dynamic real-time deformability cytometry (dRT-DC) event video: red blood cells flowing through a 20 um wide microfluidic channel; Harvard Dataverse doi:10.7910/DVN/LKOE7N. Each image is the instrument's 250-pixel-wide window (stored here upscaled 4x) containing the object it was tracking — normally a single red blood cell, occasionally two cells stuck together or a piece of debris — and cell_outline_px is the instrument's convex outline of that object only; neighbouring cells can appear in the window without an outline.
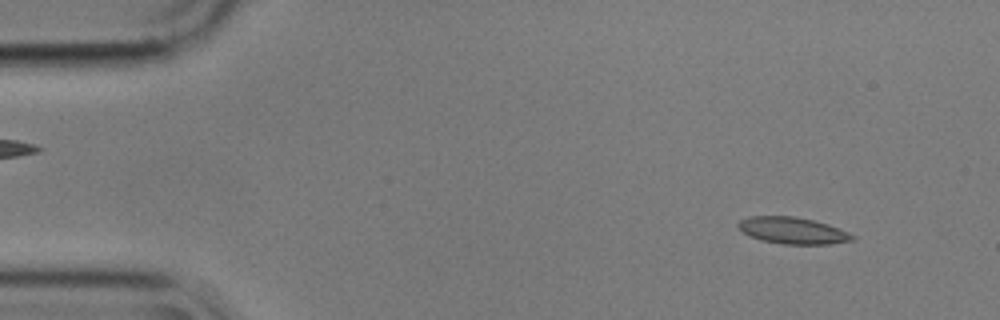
{"species": "common noctule bat (a hibernating species)", "species_latin": "Nyctalus noctula", "temperature_condition": "cold", "stored_images_in_passage": 55, "camera_frame_rate_fps": 3000, "um_per_image_px": 0.085, "animal": {"sex": "male", "body_mass_g": 17.9}, "frame": {"image": 1, "passage_image": 5, "time_ms": 1.333, "image_size_px": [1000, 320], "cell_outline_px": [[856, 240], [828, 244], [784, 244], [760, 240], [748, 236], [736, 224], [740, 220], [748, 216], [792, 216], [812, 220], [828, 224], [848, 232], [856, 236]], "centroid_in_image_um": [67.38, 19.6], "position_along_channel_um": 17.6, "area_um2": 17.74}}
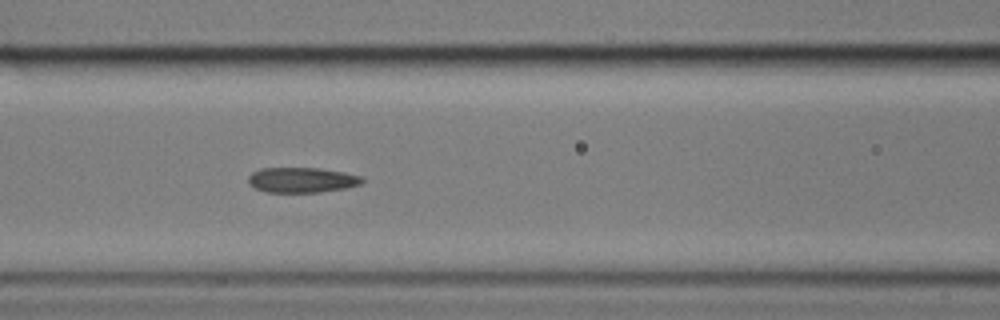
{"frame": {"image": 2, "passage_image": 23, "time_ms": 7.333, "image_size_px": [1000, 320], "cell_outline_px": [[364, 180], [360, 184], [344, 188], [320, 192], [264, 192], [248, 184], [248, 176], [252, 172], [260, 168], [320, 168], [344, 172], [364, 176]], "centroid_in_image_um": [25.65, 15.29], "position_along_channel_um": 141.0, "area_um2": 16.82}}
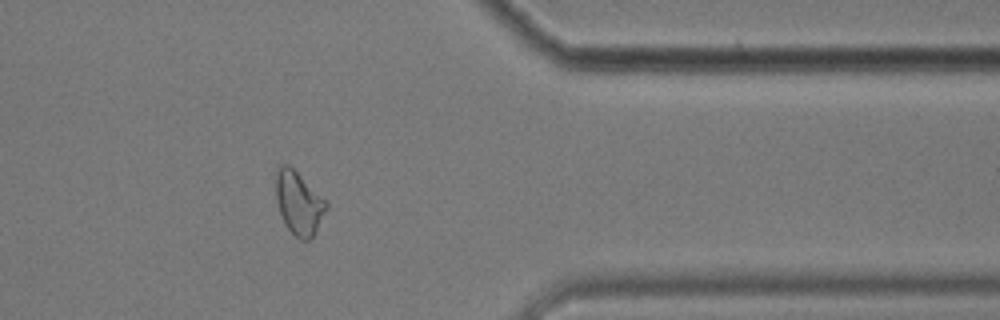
{"frame": {"image": 3, "passage_image": 45, "time_ms": 14.667, "image_size_px": [1000, 320], "cell_outline_px": [[328, 208], [316, 232], [308, 240], [300, 240], [288, 228], [280, 212], [276, 200], [276, 168], [280, 164], [288, 164], [328, 204]], "centroid_in_image_um": [25.38, 17.26], "position_along_channel_um": 386.0, "area_um2": 18.09}, "authors_computed_cell_mechanics": {"area_um2": 17.3978, "velocity_mm_per_s": 3.5607, "shape_relaxation_time_tau1_ms": null, "shape_relaxation_time_tau2_ms": 3.8735, "deformation_change_tau1": null, "deformation_change_tau2": 0.0955}}